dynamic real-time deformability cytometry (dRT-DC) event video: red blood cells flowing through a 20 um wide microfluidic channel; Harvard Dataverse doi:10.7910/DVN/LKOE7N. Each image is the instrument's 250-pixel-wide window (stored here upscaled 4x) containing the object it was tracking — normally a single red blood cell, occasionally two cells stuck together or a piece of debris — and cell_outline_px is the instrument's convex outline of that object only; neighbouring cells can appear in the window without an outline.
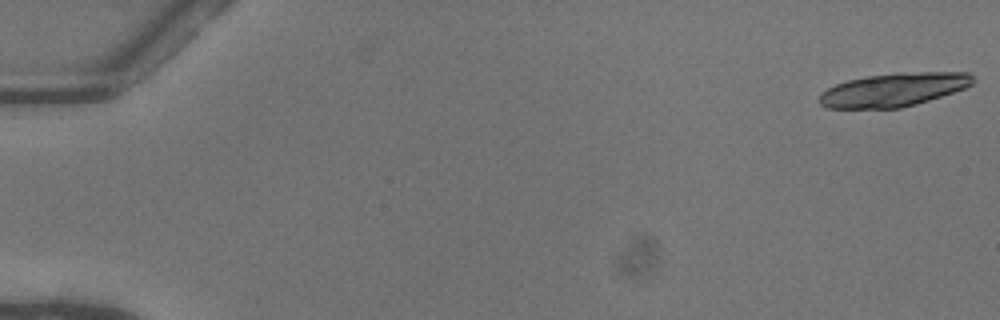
{"species": "common noctule bat (a hibernating species)", "species_latin": "Nyctalus noctula", "temperature_condition": "warm", "stored_images_in_passage": 2, "camera_frame_rate_fps": 3000, "um_per_image_px": 0.085, "animal": {"sex": "female"}, "frame": {"image": 1, "passage_image": 2, "time_ms": 0.333, "image_size_px": [1000, 320], "cell_outline_px": [[976, 80], [972, 84], [964, 88], [916, 104], [900, 108], [828, 108], [820, 104], [820, 92], [836, 84], [848, 80], [868, 76], [896, 72], [968, 72]], "centroid_in_image_um": [75.96, 7.62], "position_along_channel_um": 9.0, "area_um2": 29.82}}